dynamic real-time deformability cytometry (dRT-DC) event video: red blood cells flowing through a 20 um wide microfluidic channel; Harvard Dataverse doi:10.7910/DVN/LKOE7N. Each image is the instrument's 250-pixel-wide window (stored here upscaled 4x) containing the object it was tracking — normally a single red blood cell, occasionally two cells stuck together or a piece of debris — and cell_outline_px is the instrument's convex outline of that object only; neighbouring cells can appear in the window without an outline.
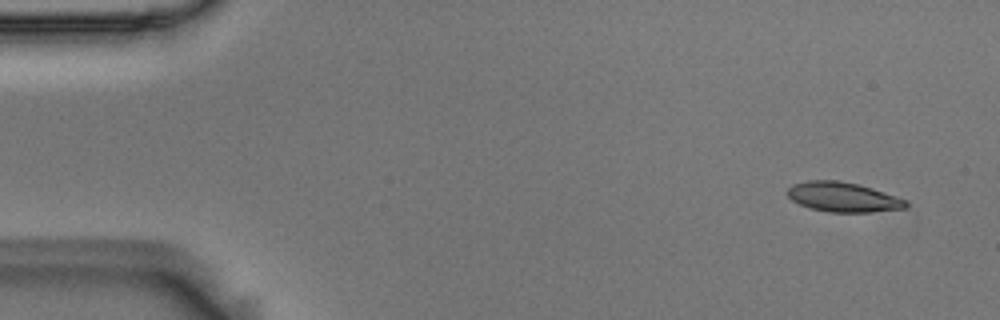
{"species": "Egyptian fruit bat (a non-hibernating species)", "species_latin": "Rousettus aegyptiacus", "temperature_condition": "room temperature", "stored_images_in_passage": 10, "camera_frame_rate_fps": 3000, "um_per_image_px": 0.085, "animal": {"sex": "male"}, "frame": {"image": 1, "passage_image": 2, "time_ms": 0.333, "image_size_px": [1000, 320], "cell_outline_px": [[908, 204], [904, 208], [868, 212], [828, 212], [808, 208], [792, 200], [784, 192], [792, 184], [808, 180], [836, 180], [860, 184], [908, 200]], "centroid_in_image_um": [71.61, 16.74], "position_along_channel_um": 13.4, "area_um2": 20.63}}
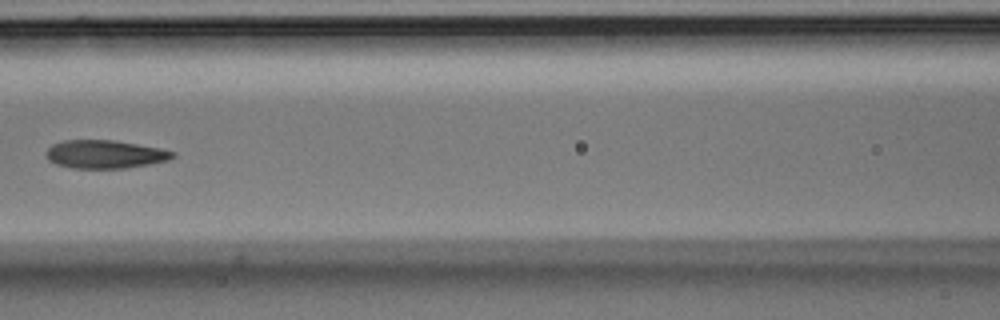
{"frame": {"image": 2, "passage_image": 7, "time_ms": 2.0, "image_size_px": [1000, 320], "cell_outline_px": [[176, 156], [168, 160], [148, 164], [124, 168], [72, 168], [56, 164], [48, 160], [44, 152], [52, 144], [64, 140], [112, 140], [160, 148], [176, 152]], "centroid_in_image_um": [8.89, 13.11], "position_along_channel_um": 157.7, "area_um2": 20.81}}
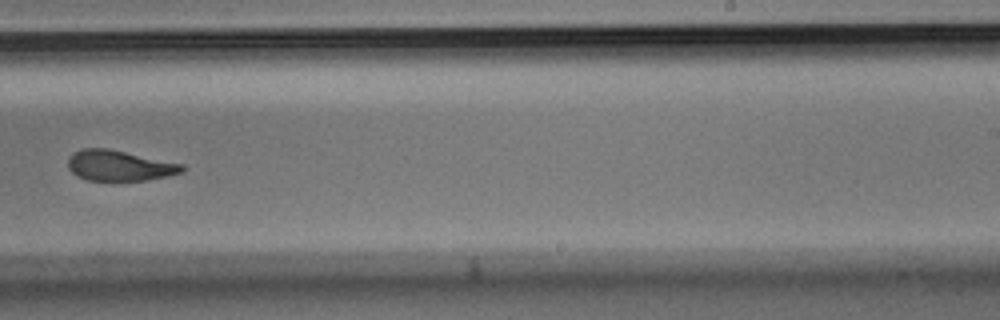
{"frame": {"image": 3, "passage_image": 10, "time_ms": 3.0, "image_size_px": [1000, 320], "cell_outline_px": [[184, 172], [168, 176], [148, 180], [88, 180], [76, 176], [68, 168], [68, 156], [72, 152], [80, 148], [108, 148], [184, 164]], "centroid_in_image_um": [10.13, 14.06], "position_along_channel_um": 278.9, "area_um2": 20.52}}